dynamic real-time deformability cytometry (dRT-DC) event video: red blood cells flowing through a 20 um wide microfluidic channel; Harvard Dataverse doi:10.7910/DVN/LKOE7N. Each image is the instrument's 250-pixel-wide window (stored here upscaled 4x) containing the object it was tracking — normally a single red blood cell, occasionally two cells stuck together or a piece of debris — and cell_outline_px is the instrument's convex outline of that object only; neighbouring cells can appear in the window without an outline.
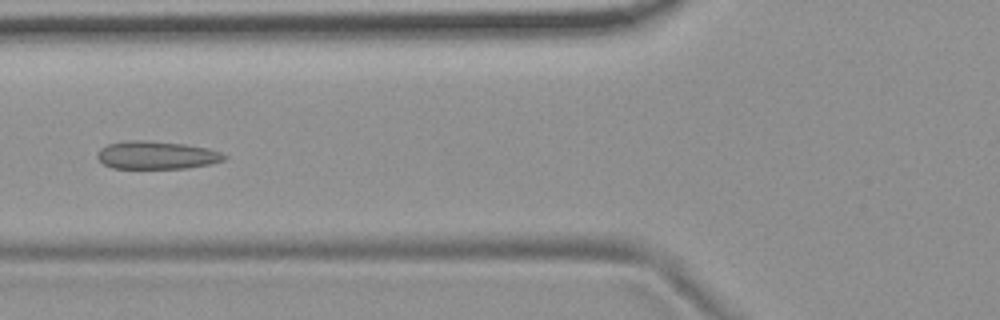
{"species": "common noctule bat (a hibernating species)", "species_latin": "Nyctalus noctula", "temperature_condition": "room temperature", "stored_images_in_passage": 5, "camera_frame_rate_fps": 3000, "um_per_image_px": 0.085, "animal": {"sex": "female", "body_mass_g": 19.9}, "frame": {"image": 1, "passage_image": 5, "time_ms": 5.333, "image_size_px": [1000, 320], "cell_outline_px": [[228, 156], [224, 160], [212, 164], [188, 168], [112, 168], [104, 164], [96, 156], [96, 152], [100, 148], [108, 144], [124, 140], [144, 140], [184, 144], [208, 148], [220, 152]], "centroid_in_image_um": [13.3, 13.18], "position_along_channel_um": 112.5, "area_um2": 20.81}}